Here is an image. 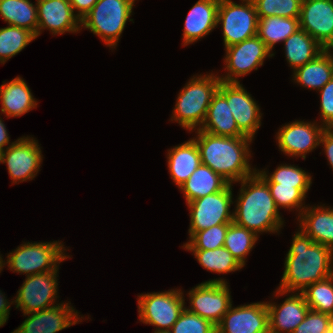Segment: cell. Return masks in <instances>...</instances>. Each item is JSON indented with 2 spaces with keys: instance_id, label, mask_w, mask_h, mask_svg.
<instances>
[{
  "instance_id": "277c9868",
  "label": "cell",
  "mask_w": 333,
  "mask_h": 333,
  "mask_svg": "<svg viewBox=\"0 0 333 333\" xmlns=\"http://www.w3.org/2000/svg\"><path fill=\"white\" fill-rule=\"evenodd\" d=\"M220 83L213 72L193 75L179 92L170 120L189 132L200 129Z\"/></svg>"
},
{
  "instance_id": "f546056e",
  "label": "cell",
  "mask_w": 333,
  "mask_h": 333,
  "mask_svg": "<svg viewBox=\"0 0 333 333\" xmlns=\"http://www.w3.org/2000/svg\"><path fill=\"white\" fill-rule=\"evenodd\" d=\"M299 29V18L270 16L258 18L257 36L273 52L275 44L284 42Z\"/></svg>"
},
{
  "instance_id": "f907efd6",
  "label": "cell",
  "mask_w": 333,
  "mask_h": 333,
  "mask_svg": "<svg viewBox=\"0 0 333 333\" xmlns=\"http://www.w3.org/2000/svg\"><path fill=\"white\" fill-rule=\"evenodd\" d=\"M265 333H276V332H273L270 329H268Z\"/></svg>"
},
{
  "instance_id": "8d00e7d4",
  "label": "cell",
  "mask_w": 333,
  "mask_h": 333,
  "mask_svg": "<svg viewBox=\"0 0 333 333\" xmlns=\"http://www.w3.org/2000/svg\"><path fill=\"white\" fill-rule=\"evenodd\" d=\"M229 224H218L208 229L194 233L184 243L185 250H213L224 246Z\"/></svg>"
},
{
  "instance_id": "7a4b0ae2",
  "label": "cell",
  "mask_w": 333,
  "mask_h": 333,
  "mask_svg": "<svg viewBox=\"0 0 333 333\" xmlns=\"http://www.w3.org/2000/svg\"><path fill=\"white\" fill-rule=\"evenodd\" d=\"M193 139L200 151L201 163L209 166L229 184L240 182L252 176L256 168L249 164L251 160L250 137H225L194 130Z\"/></svg>"
},
{
  "instance_id": "7402d4cb",
  "label": "cell",
  "mask_w": 333,
  "mask_h": 333,
  "mask_svg": "<svg viewBox=\"0 0 333 333\" xmlns=\"http://www.w3.org/2000/svg\"><path fill=\"white\" fill-rule=\"evenodd\" d=\"M324 205H307L297 221L313 242L333 249V207Z\"/></svg>"
},
{
  "instance_id": "f6af8a7d",
  "label": "cell",
  "mask_w": 333,
  "mask_h": 333,
  "mask_svg": "<svg viewBox=\"0 0 333 333\" xmlns=\"http://www.w3.org/2000/svg\"><path fill=\"white\" fill-rule=\"evenodd\" d=\"M4 120L0 117V150L4 151L6 148H8L10 145H12L14 142H10V136L8 134V131L6 129V126L3 122Z\"/></svg>"
},
{
  "instance_id": "484cf974",
  "label": "cell",
  "mask_w": 333,
  "mask_h": 333,
  "mask_svg": "<svg viewBox=\"0 0 333 333\" xmlns=\"http://www.w3.org/2000/svg\"><path fill=\"white\" fill-rule=\"evenodd\" d=\"M333 51L325 49L314 60L295 69L293 79L297 85L319 91L333 78Z\"/></svg>"
},
{
  "instance_id": "30bf717a",
  "label": "cell",
  "mask_w": 333,
  "mask_h": 333,
  "mask_svg": "<svg viewBox=\"0 0 333 333\" xmlns=\"http://www.w3.org/2000/svg\"><path fill=\"white\" fill-rule=\"evenodd\" d=\"M230 294L226 279H210L190 289L187 294L190 305L185 308L216 326L233 302Z\"/></svg>"
},
{
  "instance_id": "cb8c5ba5",
  "label": "cell",
  "mask_w": 333,
  "mask_h": 333,
  "mask_svg": "<svg viewBox=\"0 0 333 333\" xmlns=\"http://www.w3.org/2000/svg\"><path fill=\"white\" fill-rule=\"evenodd\" d=\"M170 177L178 188L201 164L200 151L193 138L171 147L167 153Z\"/></svg>"
},
{
  "instance_id": "816d5d0a",
  "label": "cell",
  "mask_w": 333,
  "mask_h": 333,
  "mask_svg": "<svg viewBox=\"0 0 333 333\" xmlns=\"http://www.w3.org/2000/svg\"><path fill=\"white\" fill-rule=\"evenodd\" d=\"M331 49L333 50V45L328 48V50H331ZM332 55H333V53H332Z\"/></svg>"
},
{
  "instance_id": "b9f144b4",
  "label": "cell",
  "mask_w": 333,
  "mask_h": 333,
  "mask_svg": "<svg viewBox=\"0 0 333 333\" xmlns=\"http://www.w3.org/2000/svg\"><path fill=\"white\" fill-rule=\"evenodd\" d=\"M320 144L323 145L324 153L333 170V128H325L323 130Z\"/></svg>"
},
{
  "instance_id": "4dcf8cb0",
  "label": "cell",
  "mask_w": 333,
  "mask_h": 333,
  "mask_svg": "<svg viewBox=\"0 0 333 333\" xmlns=\"http://www.w3.org/2000/svg\"><path fill=\"white\" fill-rule=\"evenodd\" d=\"M193 253L198 263L207 271L219 274H227L239 271L243 266L224 247L213 250H186Z\"/></svg>"
},
{
  "instance_id": "d590c367",
  "label": "cell",
  "mask_w": 333,
  "mask_h": 333,
  "mask_svg": "<svg viewBox=\"0 0 333 333\" xmlns=\"http://www.w3.org/2000/svg\"><path fill=\"white\" fill-rule=\"evenodd\" d=\"M277 208L296 210L298 217L307 207L304 201L310 188H295L294 186H279V183H267ZM298 210H297V209Z\"/></svg>"
},
{
  "instance_id": "2e32d148",
  "label": "cell",
  "mask_w": 333,
  "mask_h": 333,
  "mask_svg": "<svg viewBox=\"0 0 333 333\" xmlns=\"http://www.w3.org/2000/svg\"><path fill=\"white\" fill-rule=\"evenodd\" d=\"M79 314L71 306V302H61L56 306L25 314L28 317L11 333H57L83 321L84 316L80 317Z\"/></svg>"
},
{
  "instance_id": "74e56055",
  "label": "cell",
  "mask_w": 333,
  "mask_h": 333,
  "mask_svg": "<svg viewBox=\"0 0 333 333\" xmlns=\"http://www.w3.org/2000/svg\"><path fill=\"white\" fill-rule=\"evenodd\" d=\"M258 18L270 16L299 18L302 0H252Z\"/></svg>"
},
{
  "instance_id": "d6a6232c",
  "label": "cell",
  "mask_w": 333,
  "mask_h": 333,
  "mask_svg": "<svg viewBox=\"0 0 333 333\" xmlns=\"http://www.w3.org/2000/svg\"><path fill=\"white\" fill-rule=\"evenodd\" d=\"M36 38L32 31L25 28L10 25L0 28V63L5 64Z\"/></svg>"
},
{
  "instance_id": "f1b7e54d",
  "label": "cell",
  "mask_w": 333,
  "mask_h": 333,
  "mask_svg": "<svg viewBox=\"0 0 333 333\" xmlns=\"http://www.w3.org/2000/svg\"><path fill=\"white\" fill-rule=\"evenodd\" d=\"M0 17L10 26L32 31L37 37V4L30 0H0Z\"/></svg>"
},
{
  "instance_id": "d4e9b609",
  "label": "cell",
  "mask_w": 333,
  "mask_h": 333,
  "mask_svg": "<svg viewBox=\"0 0 333 333\" xmlns=\"http://www.w3.org/2000/svg\"><path fill=\"white\" fill-rule=\"evenodd\" d=\"M201 131L217 136L247 137L237 126L226 98L217 90L213 95Z\"/></svg>"
},
{
  "instance_id": "d6986e66",
  "label": "cell",
  "mask_w": 333,
  "mask_h": 333,
  "mask_svg": "<svg viewBox=\"0 0 333 333\" xmlns=\"http://www.w3.org/2000/svg\"><path fill=\"white\" fill-rule=\"evenodd\" d=\"M38 28L37 37L43 30L52 35L80 32V19L73 12L68 0H36Z\"/></svg>"
},
{
  "instance_id": "f35d334b",
  "label": "cell",
  "mask_w": 333,
  "mask_h": 333,
  "mask_svg": "<svg viewBox=\"0 0 333 333\" xmlns=\"http://www.w3.org/2000/svg\"><path fill=\"white\" fill-rule=\"evenodd\" d=\"M171 333H216V326L209 320L184 309L170 329Z\"/></svg>"
},
{
  "instance_id": "3957f363",
  "label": "cell",
  "mask_w": 333,
  "mask_h": 333,
  "mask_svg": "<svg viewBox=\"0 0 333 333\" xmlns=\"http://www.w3.org/2000/svg\"><path fill=\"white\" fill-rule=\"evenodd\" d=\"M241 188L233 211V222L255 232L278 233L284 220L279 213L268 184L255 172L239 182Z\"/></svg>"
},
{
  "instance_id": "4fadbf2b",
  "label": "cell",
  "mask_w": 333,
  "mask_h": 333,
  "mask_svg": "<svg viewBox=\"0 0 333 333\" xmlns=\"http://www.w3.org/2000/svg\"><path fill=\"white\" fill-rule=\"evenodd\" d=\"M43 154L38 140L32 136L18 138L2 154L12 184L32 180L40 171Z\"/></svg>"
},
{
  "instance_id": "83f0119b",
  "label": "cell",
  "mask_w": 333,
  "mask_h": 333,
  "mask_svg": "<svg viewBox=\"0 0 333 333\" xmlns=\"http://www.w3.org/2000/svg\"><path fill=\"white\" fill-rule=\"evenodd\" d=\"M285 57L293 71L314 60L325 48L299 28L284 41Z\"/></svg>"
},
{
  "instance_id": "ac0fdd59",
  "label": "cell",
  "mask_w": 333,
  "mask_h": 333,
  "mask_svg": "<svg viewBox=\"0 0 333 333\" xmlns=\"http://www.w3.org/2000/svg\"><path fill=\"white\" fill-rule=\"evenodd\" d=\"M299 28L322 47L333 45V0H302Z\"/></svg>"
},
{
  "instance_id": "1f68e13d",
  "label": "cell",
  "mask_w": 333,
  "mask_h": 333,
  "mask_svg": "<svg viewBox=\"0 0 333 333\" xmlns=\"http://www.w3.org/2000/svg\"><path fill=\"white\" fill-rule=\"evenodd\" d=\"M258 238L259 236L255 232L231 222L226 233L224 247L244 267L247 262L246 257L254 248Z\"/></svg>"
},
{
  "instance_id": "6da1fadb",
  "label": "cell",
  "mask_w": 333,
  "mask_h": 333,
  "mask_svg": "<svg viewBox=\"0 0 333 333\" xmlns=\"http://www.w3.org/2000/svg\"><path fill=\"white\" fill-rule=\"evenodd\" d=\"M286 254L284 271L274 296L301 293L315 282L333 275V249L316 242L299 228Z\"/></svg>"
},
{
  "instance_id": "e0dca14e",
  "label": "cell",
  "mask_w": 333,
  "mask_h": 333,
  "mask_svg": "<svg viewBox=\"0 0 333 333\" xmlns=\"http://www.w3.org/2000/svg\"><path fill=\"white\" fill-rule=\"evenodd\" d=\"M232 305L216 325V333H265L269 329L266 302Z\"/></svg>"
},
{
  "instance_id": "52a82bcc",
  "label": "cell",
  "mask_w": 333,
  "mask_h": 333,
  "mask_svg": "<svg viewBox=\"0 0 333 333\" xmlns=\"http://www.w3.org/2000/svg\"><path fill=\"white\" fill-rule=\"evenodd\" d=\"M183 294L181 289H171L138 295L139 321L155 330H170L186 307Z\"/></svg>"
},
{
  "instance_id": "7c38bea8",
  "label": "cell",
  "mask_w": 333,
  "mask_h": 333,
  "mask_svg": "<svg viewBox=\"0 0 333 333\" xmlns=\"http://www.w3.org/2000/svg\"><path fill=\"white\" fill-rule=\"evenodd\" d=\"M58 273L52 270L46 273L26 276L13 301L23 315L38 312L53 306L58 298ZM15 299V300H14ZM56 305H55V304Z\"/></svg>"
},
{
  "instance_id": "836d02e7",
  "label": "cell",
  "mask_w": 333,
  "mask_h": 333,
  "mask_svg": "<svg viewBox=\"0 0 333 333\" xmlns=\"http://www.w3.org/2000/svg\"><path fill=\"white\" fill-rule=\"evenodd\" d=\"M256 173L266 183H279V186L310 188L312 184L311 174L298 166H294V164H280L271 174H269L265 169H256Z\"/></svg>"
},
{
  "instance_id": "7bdbcfd3",
  "label": "cell",
  "mask_w": 333,
  "mask_h": 333,
  "mask_svg": "<svg viewBox=\"0 0 333 333\" xmlns=\"http://www.w3.org/2000/svg\"><path fill=\"white\" fill-rule=\"evenodd\" d=\"M73 12L81 20L93 8L98 0H68Z\"/></svg>"
},
{
  "instance_id": "4316f807",
  "label": "cell",
  "mask_w": 333,
  "mask_h": 333,
  "mask_svg": "<svg viewBox=\"0 0 333 333\" xmlns=\"http://www.w3.org/2000/svg\"><path fill=\"white\" fill-rule=\"evenodd\" d=\"M229 183L209 166L200 164L179 189L186 203L222 191Z\"/></svg>"
},
{
  "instance_id": "5b68a950",
  "label": "cell",
  "mask_w": 333,
  "mask_h": 333,
  "mask_svg": "<svg viewBox=\"0 0 333 333\" xmlns=\"http://www.w3.org/2000/svg\"><path fill=\"white\" fill-rule=\"evenodd\" d=\"M135 0H98L80 20V27L88 29L111 48L117 43L130 19Z\"/></svg>"
},
{
  "instance_id": "c3c4849f",
  "label": "cell",
  "mask_w": 333,
  "mask_h": 333,
  "mask_svg": "<svg viewBox=\"0 0 333 333\" xmlns=\"http://www.w3.org/2000/svg\"><path fill=\"white\" fill-rule=\"evenodd\" d=\"M5 322L0 318V327L4 326Z\"/></svg>"
},
{
  "instance_id": "ba28073f",
  "label": "cell",
  "mask_w": 333,
  "mask_h": 333,
  "mask_svg": "<svg viewBox=\"0 0 333 333\" xmlns=\"http://www.w3.org/2000/svg\"><path fill=\"white\" fill-rule=\"evenodd\" d=\"M219 0L217 25L221 24L225 48L257 35L258 17L252 0Z\"/></svg>"
},
{
  "instance_id": "ab89813d",
  "label": "cell",
  "mask_w": 333,
  "mask_h": 333,
  "mask_svg": "<svg viewBox=\"0 0 333 333\" xmlns=\"http://www.w3.org/2000/svg\"><path fill=\"white\" fill-rule=\"evenodd\" d=\"M333 317L309 309L304 320L292 333H331Z\"/></svg>"
},
{
  "instance_id": "681fc988",
  "label": "cell",
  "mask_w": 333,
  "mask_h": 333,
  "mask_svg": "<svg viewBox=\"0 0 333 333\" xmlns=\"http://www.w3.org/2000/svg\"><path fill=\"white\" fill-rule=\"evenodd\" d=\"M2 154H3V151L0 150V164L2 163Z\"/></svg>"
},
{
  "instance_id": "44dd1931",
  "label": "cell",
  "mask_w": 333,
  "mask_h": 333,
  "mask_svg": "<svg viewBox=\"0 0 333 333\" xmlns=\"http://www.w3.org/2000/svg\"><path fill=\"white\" fill-rule=\"evenodd\" d=\"M219 0H198L186 16L182 46L193 44L212 32L217 25Z\"/></svg>"
},
{
  "instance_id": "8992f818",
  "label": "cell",
  "mask_w": 333,
  "mask_h": 333,
  "mask_svg": "<svg viewBox=\"0 0 333 333\" xmlns=\"http://www.w3.org/2000/svg\"><path fill=\"white\" fill-rule=\"evenodd\" d=\"M65 245L61 241L50 242H23L20 246L8 253L4 264L12 272L26 274L46 273L59 270L61 262L71 258L65 253ZM58 264V265H57Z\"/></svg>"
},
{
  "instance_id": "ee69618b",
  "label": "cell",
  "mask_w": 333,
  "mask_h": 333,
  "mask_svg": "<svg viewBox=\"0 0 333 333\" xmlns=\"http://www.w3.org/2000/svg\"><path fill=\"white\" fill-rule=\"evenodd\" d=\"M14 304V301H10L8 299H6L4 293L0 290V318L6 323L8 318H9V314H10V307L11 304Z\"/></svg>"
},
{
  "instance_id": "ffe728a7",
  "label": "cell",
  "mask_w": 333,
  "mask_h": 333,
  "mask_svg": "<svg viewBox=\"0 0 333 333\" xmlns=\"http://www.w3.org/2000/svg\"><path fill=\"white\" fill-rule=\"evenodd\" d=\"M269 329L276 333H292L304 320L309 306L302 293L291 292L279 305L266 301Z\"/></svg>"
},
{
  "instance_id": "603a6c76",
  "label": "cell",
  "mask_w": 333,
  "mask_h": 333,
  "mask_svg": "<svg viewBox=\"0 0 333 333\" xmlns=\"http://www.w3.org/2000/svg\"><path fill=\"white\" fill-rule=\"evenodd\" d=\"M0 102V114L3 113L7 118L20 117L38 106L31 89L20 76L9 82L3 81L0 86Z\"/></svg>"
},
{
  "instance_id": "5bb4252c",
  "label": "cell",
  "mask_w": 333,
  "mask_h": 333,
  "mask_svg": "<svg viewBox=\"0 0 333 333\" xmlns=\"http://www.w3.org/2000/svg\"><path fill=\"white\" fill-rule=\"evenodd\" d=\"M218 91L226 98L238 129L253 139L261 127L260 106L240 82L221 81Z\"/></svg>"
},
{
  "instance_id": "8fae6325",
  "label": "cell",
  "mask_w": 333,
  "mask_h": 333,
  "mask_svg": "<svg viewBox=\"0 0 333 333\" xmlns=\"http://www.w3.org/2000/svg\"><path fill=\"white\" fill-rule=\"evenodd\" d=\"M274 55L257 35L231 45L225 48L224 69L227 72L219 78L224 82H240L238 77L257 70L267 57Z\"/></svg>"
},
{
  "instance_id": "9a60e30c",
  "label": "cell",
  "mask_w": 333,
  "mask_h": 333,
  "mask_svg": "<svg viewBox=\"0 0 333 333\" xmlns=\"http://www.w3.org/2000/svg\"><path fill=\"white\" fill-rule=\"evenodd\" d=\"M325 127L316 121L296 120L283 125L276 133L279 150L290 157L306 159V155L320 145Z\"/></svg>"
},
{
  "instance_id": "7dc6e473",
  "label": "cell",
  "mask_w": 333,
  "mask_h": 333,
  "mask_svg": "<svg viewBox=\"0 0 333 333\" xmlns=\"http://www.w3.org/2000/svg\"><path fill=\"white\" fill-rule=\"evenodd\" d=\"M154 333H171L170 330H155Z\"/></svg>"
},
{
  "instance_id": "bcb514c9",
  "label": "cell",
  "mask_w": 333,
  "mask_h": 333,
  "mask_svg": "<svg viewBox=\"0 0 333 333\" xmlns=\"http://www.w3.org/2000/svg\"><path fill=\"white\" fill-rule=\"evenodd\" d=\"M2 257H3V256L0 255V273H1V271L3 270V268L5 267V264H4V261H5V260H3Z\"/></svg>"
},
{
  "instance_id": "e575fe53",
  "label": "cell",
  "mask_w": 333,
  "mask_h": 333,
  "mask_svg": "<svg viewBox=\"0 0 333 333\" xmlns=\"http://www.w3.org/2000/svg\"><path fill=\"white\" fill-rule=\"evenodd\" d=\"M309 309L333 317V275L315 282L301 292Z\"/></svg>"
},
{
  "instance_id": "9c48e42d",
  "label": "cell",
  "mask_w": 333,
  "mask_h": 333,
  "mask_svg": "<svg viewBox=\"0 0 333 333\" xmlns=\"http://www.w3.org/2000/svg\"><path fill=\"white\" fill-rule=\"evenodd\" d=\"M232 186L228 184L222 191L186 203L190 209L189 238L212 226L233 222V211H230L234 204Z\"/></svg>"
},
{
  "instance_id": "60d3db41",
  "label": "cell",
  "mask_w": 333,
  "mask_h": 333,
  "mask_svg": "<svg viewBox=\"0 0 333 333\" xmlns=\"http://www.w3.org/2000/svg\"><path fill=\"white\" fill-rule=\"evenodd\" d=\"M319 93L321 125L333 128V78L319 90Z\"/></svg>"
}]
</instances>
